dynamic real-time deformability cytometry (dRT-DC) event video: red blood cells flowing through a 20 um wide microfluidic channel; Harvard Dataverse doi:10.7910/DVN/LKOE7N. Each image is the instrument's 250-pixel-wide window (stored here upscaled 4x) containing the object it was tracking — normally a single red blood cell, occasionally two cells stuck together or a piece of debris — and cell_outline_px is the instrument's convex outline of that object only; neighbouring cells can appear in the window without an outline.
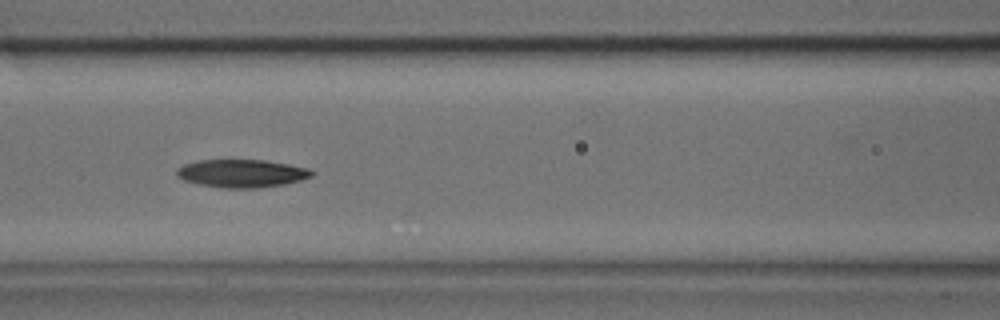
{"species": "common noctule bat (a hibernating species)", "species_latin": "Nyctalus noctula", "temperature_condition": "cold", "stored_images_in_passage": 37, "camera_frame_rate_fps": 3000, "um_per_image_px": 0.085, "animal": {"sex": "male", "body_mass_g": 17.9, "forearm_length_mm": 54.2}, "frame": {"image": 1, "passage_image": 16, "time_ms": 5.0, "image_size_px": [1000, 320], "cell_outline_px": [[316, 172], [312, 176], [300, 180], [284, 184], [260, 188], [220, 188], [200, 184], [184, 180], [176, 176], [176, 168], [184, 164], [196, 160], [264, 160], [288, 164], [308, 168]], "centroid_in_image_um": [20.53, 14.74], "position_along_channel_um": 146.1, "area_um2": 22.14}}
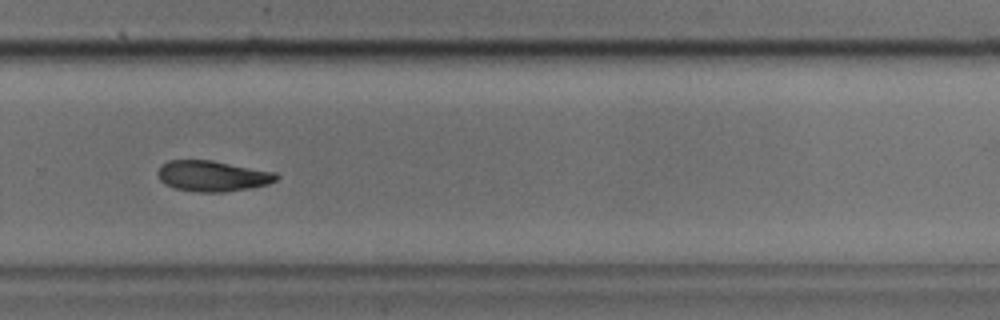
{"frame": {"image": 2, "passage_image": 27, "time_ms": 8.667, "image_size_px": [1000, 320], "cell_outline_px": [[280, 176], [276, 180], [268, 184], [248, 188], [224, 192], [196, 192], [172, 188], [164, 184], [160, 180], [156, 172], [160, 164], [168, 160], [212, 160], [276, 172]], "centroid_in_image_um": [18.02, 14.96], "position_along_channel_um": 311.8, "area_um2": 21.5}}
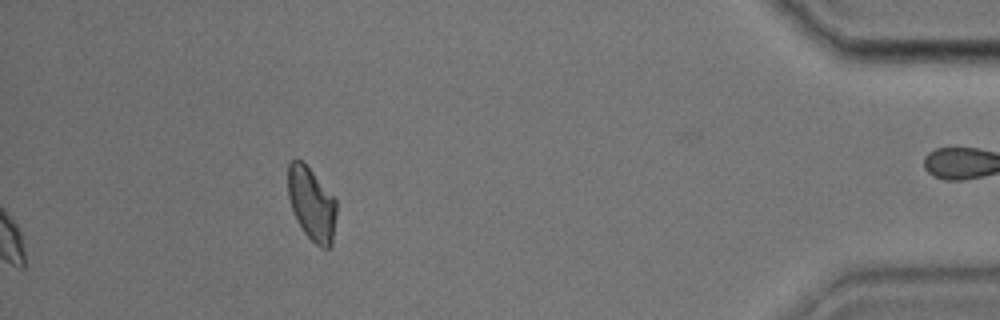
{"frame": {"image": 3, "passage_image": 37, "time_ms": 12.0, "image_size_px": [1000, 320], "cell_outline_px": [[336, 212], [332, 244], [328, 248], [324, 248], [316, 244], [304, 232], [296, 220], [288, 196], [288, 164], [296, 156], [312, 172], [336, 200]], "centroid_in_image_um": [26.47, 17.33], "position_along_channel_um": 408.7, "area_um2": 20.35}}